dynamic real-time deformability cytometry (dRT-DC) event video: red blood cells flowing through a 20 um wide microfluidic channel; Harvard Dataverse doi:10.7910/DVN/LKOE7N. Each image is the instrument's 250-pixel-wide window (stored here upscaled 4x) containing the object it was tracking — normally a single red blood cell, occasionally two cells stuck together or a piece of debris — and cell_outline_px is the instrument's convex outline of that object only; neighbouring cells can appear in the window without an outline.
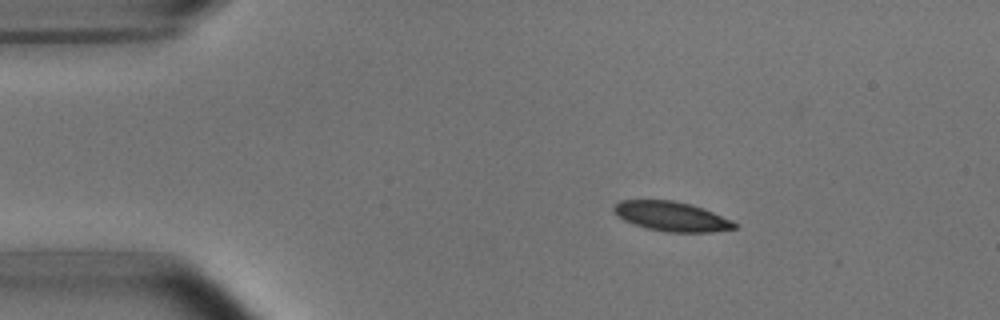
{"species": "common noctule bat (a hibernating species)", "species_latin": "Nyctalus noctula", "temperature_condition": "room temperature", "stored_images_in_passage": 3, "camera_frame_rate_fps": 3000, "um_per_image_px": 0.085, "animal": {"sex": "male", "body_mass_g": 15.6}, "frame": {"image": 1, "passage_image": 1, "time_ms": 0.0, "image_size_px": [1000, 320], "cell_outline_px": [[736, 228], [712, 232], [668, 232], [648, 228], [624, 220], [616, 216], [612, 208], [620, 200], [672, 200], [692, 204], [732, 220], [736, 224]], "centroid_in_image_um": [57.07, 18.38], "position_along_channel_um": 27.9, "area_um2": 20.63}}
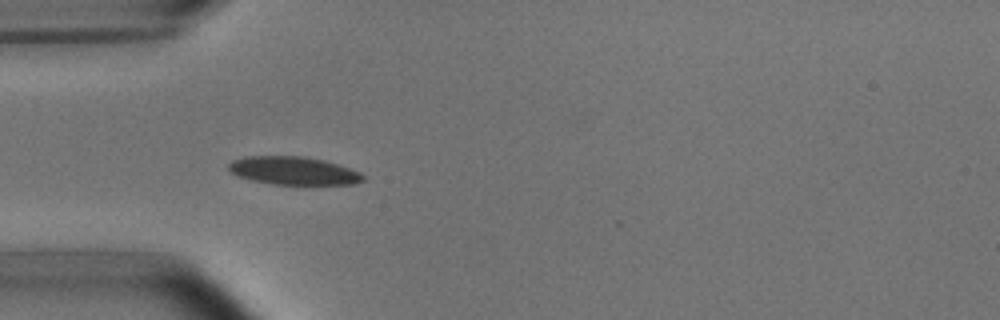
{"frame": {"image": 2, "passage_image": 3, "time_ms": 2.333, "image_size_px": [1000, 320], "cell_outline_px": [[364, 180], [356, 184], [304, 188], [276, 184], [252, 180], [240, 176], [232, 172], [228, 168], [228, 164], [232, 160], [244, 156], [300, 156], [324, 160], [360, 172], [364, 176]], "centroid_in_image_um": [25.02, 14.57], "position_along_channel_um": 60.0, "area_um2": 22.89}}